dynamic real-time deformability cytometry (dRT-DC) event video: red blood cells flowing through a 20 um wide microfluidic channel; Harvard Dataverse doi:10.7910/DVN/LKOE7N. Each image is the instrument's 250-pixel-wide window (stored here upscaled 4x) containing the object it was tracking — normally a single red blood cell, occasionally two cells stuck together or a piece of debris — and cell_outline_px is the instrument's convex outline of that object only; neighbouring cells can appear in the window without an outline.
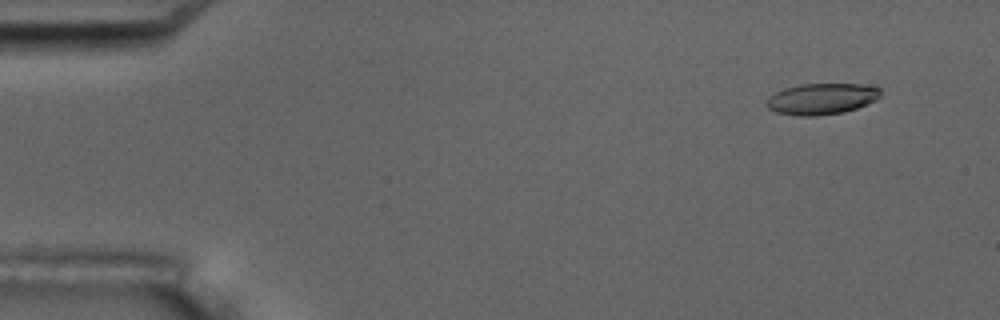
{"species": "common noctule bat (a hibernating species)", "species_latin": "Nyctalus noctula", "temperature_condition": "room temperature", "stored_images_in_passage": 5, "camera_frame_rate_fps": 3000, "um_per_image_px": 0.085, "animal": {"sex": "male", "body_mass_g": 17.5, "forearm_length_mm": 52.3}, "frame": {"image": 1, "passage_image": 2, "time_ms": 1.333, "image_size_px": [1000, 320], "cell_outline_px": [[880, 96], [876, 100], [868, 104], [844, 112], [816, 116], [800, 116], [776, 112], [768, 108], [764, 104], [768, 96], [784, 88], [800, 84], [860, 84], [880, 88]], "centroid_in_image_um": [69.81, 8.4], "position_along_channel_um": 15.2, "area_um2": 20.81}}